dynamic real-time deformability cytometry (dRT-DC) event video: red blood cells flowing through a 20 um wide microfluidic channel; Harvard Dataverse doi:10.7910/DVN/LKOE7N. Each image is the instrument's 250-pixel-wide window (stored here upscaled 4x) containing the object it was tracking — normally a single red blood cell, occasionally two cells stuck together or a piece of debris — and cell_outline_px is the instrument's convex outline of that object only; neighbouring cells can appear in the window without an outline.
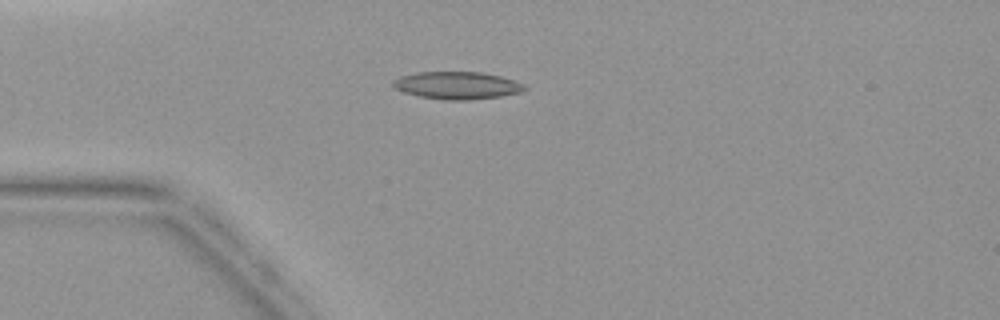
{"species": "common noctule bat (a hibernating species)", "species_latin": "Nyctalus noctula", "temperature_condition": "warm", "stored_images_in_passage": 3, "camera_frame_rate_fps": 3000, "um_per_image_px": 0.085, "animal": {"sex": "female", "body_mass_g": 19.9}, "frame": {"image": 1, "passage_image": 3, "time_ms": 3.333, "image_size_px": [1000, 320], "cell_outline_px": [[528, 88], [520, 92], [500, 96], [468, 100], [444, 100], [420, 96], [404, 92], [392, 88], [392, 80], [400, 76], [416, 72], [484, 72], [516, 80], [524, 84]], "centroid_in_image_um": [38.84, 7.25], "position_along_channel_um": 46.2, "area_um2": 21.21}}